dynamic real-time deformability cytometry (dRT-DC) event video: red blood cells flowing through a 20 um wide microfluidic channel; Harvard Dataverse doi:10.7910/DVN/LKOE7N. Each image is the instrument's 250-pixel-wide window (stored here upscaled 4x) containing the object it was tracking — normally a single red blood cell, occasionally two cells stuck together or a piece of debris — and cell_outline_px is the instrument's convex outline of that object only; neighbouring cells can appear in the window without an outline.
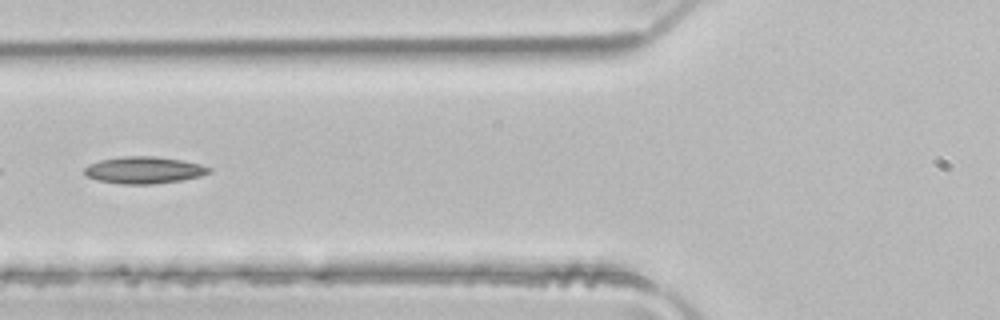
{"species": "common noctule bat (a hibernating species)", "species_latin": "Nyctalus noctula", "temperature_condition": "room temperature", "stored_images_in_passage": 3, "camera_frame_rate_fps": 3000, "um_per_image_px": 0.085, "animal": {"sex": "male", "body_mass_g": 21.5, "forearm_length_mm": 52.0}, "frame": {"image": 1, "passage_image": 3, "time_ms": 0.667, "image_size_px": [1000, 320], "cell_outline_px": [[212, 172], [200, 176], [180, 180], [152, 184], [124, 184], [96, 180], [88, 176], [84, 172], [84, 168], [88, 164], [100, 160], [120, 156], [156, 156], [184, 160], [200, 164], [212, 168]], "centroid_in_image_um": [12.25, 14.44], "position_along_channel_um": 113.6, "area_um2": 19.65}}